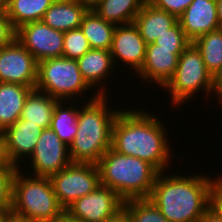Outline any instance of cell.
<instances>
[{"instance_id": "cell-1", "label": "cell", "mask_w": 222, "mask_h": 222, "mask_svg": "<svg viewBox=\"0 0 222 222\" xmlns=\"http://www.w3.org/2000/svg\"><path fill=\"white\" fill-rule=\"evenodd\" d=\"M145 111L141 108L120 110L112 125L111 148L150 163L158 172H165L172 162L168 132L159 117Z\"/></svg>"}, {"instance_id": "cell-2", "label": "cell", "mask_w": 222, "mask_h": 222, "mask_svg": "<svg viewBox=\"0 0 222 222\" xmlns=\"http://www.w3.org/2000/svg\"><path fill=\"white\" fill-rule=\"evenodd\" d=\"M211 176L159 172L149 199L169 222H198L209 206V193L214 182Z\"/></svg>"}, {"instance_id": "cell-3", "label": "cell", "mask_w": 222, "mask_h": 222, "mask_svg": "<svg viewBox=\"0 0 222 222\" xmlns=\"http://www.w3.org/2000/svg\"><path fill=\"white\" fill-rule=\"evenodd\" d=\"M107 98L106 95H98L95 90L93 97L81 108L78 107V130L69 145L72 163L97 164L111 148L112 125L121 109L108 107Z\"/></svg>"}, {"instance_id": "cell-4", "label": "cell", "mask_w": 222, "mask_h": 222, "mask_svg": "<svg viewBox=\"0 0 222 222\" xmlns=\"http://www.w3.org/2000/svg\"><path fill=\"white\" fill-rule=\"evenodd\" d=\"M100 184L114 190L124 201L149 198L158 171L138 157L110 148L97 162Z\"/></svg>"}, {"instance_id": "cell-5", "label": "cell", "mask_w": 222, "mask_h": 222, "mask_svg": "<svg viewBox=\"0 0 222 222\" xmlns=\"http://www.w3.org/2000/svg\"><path fill=\"white\" fill-rule=\"evenodd\" d=\"M65 210L60 206L49 177L23 174L16 168L12 179L11 214L33 221L48 222Z\"/></svg>"}, {"instance_id": "cell-6", "label": "cell", "mask_w": 222, "mask_h": 222, "mask_svg": "<svg viewBox=\"0 0 222 222\" xmlns=\"http://www.w3.org/2000/svg\"><path fill=\"white\" fill-rule=\"evenodd\" d=\"M163 89L169 91L172 105L181 107L201 90H204L206 97L213 96V76L206 69L200 51L192 42L179 56L175 73Z\"/></svg>"}, {"instance_id": "cell-7", "label": "cell", "mask_w": 222, "mask_h": 222, "mask_svg": "<svg viewBox=\"0 0 222 222\" xmlns=\"http://www.w3.org/2000/svg\"><path fill=\"white\" fill-rule=\"evenodd\" d=\"M90 88L80 73L77 60L59 57L38 62L36 90L69 103L70 98L73 100L80 94L83 97Z\"/></svg>"}, {"instance_id": "cell-8", "label": "cell", "mask_w": 222, "mask_h": 222, "mask_svg": "<svg viewBox=\"0 0 222 222\" xmlns=\"http://www.w3.org/2000/svg\"><path fill=\"white\" fill-rule=\"evenodd\" d=\"M49 179L64 210L75 200L91 193L100 184L97 164L92 163H70Z\"/></svg>"}, {"instance_id": "cell-9", "label": "cell", "mask_w": 222, "mask_h": 222, "mask_svg": "<svg viewBox=\"0 0 222 222\" xmlns=\"http://www.w3.org/2000/svg\"><path fill=\"white\" fill-rule=\"evenodd\" d=\"M123 203L114 190L99 184L91 193L75 200L65 212L81 222H105L123 208Z\"/></svg>"}, {"instance_id": "cell-10", "label": "cell", "mask_w": 222, "mask_h": 222, "mask_svg": "<svg viewBox=\"0 0 222 222\" xmlns=\"http://www.w3.org/2000/svg\"><path fill=\"white\" fill-rule=\"evenodd\" d=\"M15 38L37 62L62 57L64 32L51 28L42 20L20 26L15 30Z\"/></svg>"}, {"instance_id": "cell-11", "label": "cell", "mask_w": 222, "mask_h": 222, "mask_svg": "<svg viewBox=\"0 0 222 222\" xmlns=\"http://www.w3.org/2000/svg\"><path fill=\"white\" fill-rule=\"evenodd\" d=\"M38 62L16 38L0 48V82L21 84L35 89Z\"/></svg>"}, {"instance_id": "cell-12", "label": "cell", "mask_w": 222, "mask_h": 222, "mask_svg": "<svg viewBox=\"0 0 222 222\" xmlns=\"http://www.w3.org/2000/svg\"><path fill=\"white\" fill-rule=\"evenodd\" d=\"M29 159L32 164L30 171H33L30 175L41 177H50L72 163L69 146L50 127L43 129Z\"/></svg>"}, {"instance_id": "cell-13", "label": "cell", "mask_w": 222, "mask_h": 222, "mask_svg": "<svg viewBox=\"0 0 222 222\" xmlns=\"http://www.w3.org/2000/svg\"><path fill=\"white\" fill-rule=\"evenodd\" d=\"M147 44L140 35L138 27L133 23L116 25L110 54L115 63L129 65L136 73L142 68L145 60ZM118 59V62H117Z\"/></svg>"}, {"instance_id": "cell-14", "label": "cell", "mask_w": 222, "mask_h": 222, "mask_svg": "<svg viewBox=\"0 0 222 222\" xmlns=\"http://www.w3.org/2000/svg\"><path fill=\"white\" fill-rule=\"evenodd\" d=\"M42 131L37 124L19 119L2 132L7 158L14 167L19 168L23 158L31 156Z\"/></svg>"}, {"instance_id": "cell-15", "label": "cell", "mask_w": 222, "mask_h": 222, "mask_svg": "<svg viewBox=\"0 0 222 222\" xmlns=\"http://www.w3.org/2000/svg\"><path fill=\"white\" fill-rule=\"evenodd\" d=\"M185 36L193 42L199 36L220 29L216 0H193L178 18Z\"/></svg>"}, {"instance_id": "cell-16", "label": "cell", "mask_w": 222, "mask_h": 222, "mask_svg": "<svg viewBox=\"0 0 222 222\" xmlns=\"http://www.w3.org/2000/svg\"><path fill=\"white\" fill-rule=\"evenodd\" d=\"M178 60L179 56L173 50L156 49V44H148L145 60L137 77H141L144 82L153 81L152 83L163 88L174 75Z\"/></svg>"}, {"instance_id": "cell-17", "label": "cell", "mask_w": 222, "mask_h": 222, "mask_svg": "<svg viewBox=\"0 0 222 222\" xmlns=\"http://www.w3.org/2000/svg\"><path fill=\"white\" fill-rule=\"evenodd\" d=\"M77 62L80 73L86 83L91 88L96 85L99 87L101 84L99 88H96V90L98 89V95H107L105 91L107 88L103 86L105 85L104 81H106L110 73L113 72L112 69L115 68L113 67L115 65L110 51L91 48L81 58H78Z\"/></svg>"}, {"instance_id": "cell-18", "label": "cell", "mask_w": 222, "mask_h": 222, "mask_svg": "<svg viewBox=\"0 0 222 222\" xmlns=\"http://www.w3.org/2000/svg\"><path fill=\"white\" fill-rule=\"evenodd\" d=\"M177 22L178 18L175 15L160 10L147 1L134 19V24L147 45L154 43L157 37L166 33Z\"/></svg>"}, {"instance_id": "cell-19", "label": "cell", "mask_w": 222, "mask_h": 222, "mask_svg": "<svg viewBox=\"0 0 222 222\" xmlns=\"http://www.w3.org/2000/svg\"><path fill=\"white\" fill-rule=\"evenodd\" d=\"M88 10L77 0H55L45 11L42 21L53 29L67 32L80 28Z\"/></svg>"}, {"instance_id": "cell-20", "label": "cell", "mask_w": 222, "mask_h": 222, "mask_svg": "<svg viewBox=\"0 0 222 222\" xmlns=\"http://www.w3.org/2000/svg\"><path fill=\"white\" fill-rule=\"evenodd\" d=\"M32 90L30 86L0 82V132L21 118L24 102Z\"/></svg>"}, {"instance_id": "cell-21", "label": "cell", "mask_w": 222, "mask_h": 222, "mask_svg": "<svg viewBox=\"0 0 222 222\" xmlns=\"http://www.w3.org/2000/svg\"><path fill=\"white\" fill-rule=\"evenodd\" d=\"M58 101L46 93L33 89L24 102L20 119L37 124L42 129L49 128L53 110Z\"/></svg>"}, {"instance_id": "cell-22", "label": "cell", "mask_w": 222, "mask_h": 222, "mask_svg": "<svg viewBox=\"0 0 222 222\" xmlns=\"http://www.w3.org/2000/svg\"><path fill=\"white\" fill-rule=\"evenodd\" d=\"M147 0H100L93 10L115 25L133 23Z\"/></svg>"}, {"instance_id": "cell-23", "label": "cell", "mask_w": 222, "mask_h": 222, "mask_svg": "<svg viewBox=\"0 0 222 222\" xmlns=\"http://www.w3.org/2000/svg\"><path fill=\"white\" fill-rule=\"evenodd\" d=\"M116 25L105 21L93 9L83 16L80 29L92 49L110 50Z\"/></svg>"}, {"instance_id": "cell-24", "label": "cell", "mask_w": 222, "mask_h": 222, "mask_svg": "<svg viewBox=\"0 0 222 222\" xmlns=\"http://www.w3.org/2000/svg\"><path fill=\"white\" fill-rule=\"evenodd\" d=\"M55 0H7L6 14L14 30L35 21H41L45 11Z\"/></svg>"}, {"instance_id": "cell-25", "label": "cell", "mask_w": 222, "mask_h": 222, "mask_svg": "<svg viewBox=\"0 0 222 222\" xmlns=\"http://www.w3.org/2000/svg\"><path fill=\"white\" fill-rule=\"evenodd\" d=\"M64 102L66 103L67 101H58L56 103L53 110L50 128L56 133L63 143L69 146L78 130V107H74V105H70L69 107L66 105L63 106Z\"/></svg>"}, {"instance_id": "cell-26", "label": "cell", "mask_w": 222, "mask_h": 222, "mask_svg": "<svg viewBox=\"0 0 222 222\" xmlns=\"http://www.w3.org/2000/svg\"><path fill=\"white\" fill-rule=\"evenodd\" d=\"M192 43L200 51L206 69L214 76L222 67V27L199 36Z\"/></svg>"}, {"instance_id": "cell-27", "label": "cell", "mask_w": 222, "mask_h": 222, "mask_svg": "<svg viewBox=\"0 0 222 222\" xmlns=\"http://www.w3.org/2000/svg\"><path fill=\"white\" fill-rule=\"evenodd\" d=\"M123 207L131 222H169L149 198L125 200Z\"/></svg>"}, {"instance_id": "cell-28", "label": "cell", "mask_w": 222, "mask_h": 222, "mask_svg": "<svg viewBox=\"0 0 222 222\" xmlns=\"http://www.w3.org/2000/svg\"><path fill=\"white\" fill-rule=\"evenodd\" d=\"M190 43L191 41L185 36L179 22L168 29L166 33L157 37L154 42L156 49L173 50V53L178 56L182 54Z\"/></svg>"}, {"instance_id": "cell-29", "label": "cell", "mask_w": 222, "mask_h": 222, "mask_svg": "<svg viewBox=\"0 0 222 222\" xmlns=\"http://www.w3.org/2000/svg\"><path fill=\"white\" fill-rule=\"evenodd\" d=\"M90 49L91 46L80 28L64 32L62 57L77 60Z\"/></svg>"}, {"instance_id": "cell-30", "label": "cell", "mask_w": 222, "mask_h": 222, "mask_svg": "<svg viewBox=\"0 0 222 222\" xmlns=\"http://www.w3.org/2000/svg\"><path fill=\"white\" fill-rule=\"evenodd\" d=\"M15 170H0V209H11L12 179Z\"/></svg>"}, {"instance_id": "cell-31", "label": "cell", "mask_w": 222, "mask_h": 222, "mask_svg": "<svg viewBox=\"0 0 222 222\" xmlns=\"http://www.w3.org/2000/svg\"><path fill=\"white\" fill-rule=\"evenodd\" d=\"M193 0H147L152 6L179 18Z\"/></svg>"}, {"instance_id": "cell-32", "label": "cell", "mask_w": 222, "mask_h": 222, "mask_svg": "<svg viewBox=\"0 0 222 222\" xmlns=\"http://www.w3.org/2000/svg\"><path fill=\"white\" fill-rule=\"evenodd\" d=\"M208 209L222 220V175L214 182L210 190Z\"/></svg>"}, {"instance_id": "cell-33", "label": "cell", "mask_w": 222, "mask_h": 222, "mask_svg": "<svg viewBox=\"0 0 222 222\" xmlns=\"http://www.w3.org/2000/svg\"><path fill=\"white\" fill-rule=\"evenodd\" d=\"M15 38V30L12 28L6 12H0V48L8 45Z\"/></svg>"}, {"instance_id": "cell-34", "label": "cell", "mask_w": 222, "mask_h": 222, "mask_svg": "<svg viewBox=\"0 0 222 222\" xmlns=\"http://www.w3.org/2000/svg\"><path fill=\"white\" fill-rule=\"evenodd\" d=\"M0 170H16V167H14L7 158L2 132H0Z\"/></svg>"}, {"instance_id": "cell-35", "label": "cell", "mask_w": 222, "mask_h": 222, "mask_svg": "<svg viewBox=\"0 0 222 222\" xmlns=\"http://www.w3.org/2000/svg\"><path fill=\"white\" fill-rule=\"evenodd\" d=\"M213 94L222 105V67L213 76Z\"/></svg>"}, {"instance_id": "cell-36", "label": "cell", "mask_w": 222, "mask_h": 222, "mask_svg": "<svg viewBox=\"0 0 222 222\" xmlns=\"http://www.w3.org/2000/svg\"><path fill=\"white\" fill-rule=\"evenodd\" d=\"M105 222H131L130 215L123 207L114 216L107 219Z\"/></svg>"}, {"instance_id": "cell-37", "label": "cell", "mask_w": 222, "mask_h": 222, "mask_svg": "<svg viewBox=\"0 0 222 222\" xmlns=\"http://www.w3.org/2000/svg\"><path fill=\"white\" fill-rule=\"evenodd\" d=\"M200 222H222L220 218H218L213 212L207 209L203 216L200 219Z\"/></svg>"}, {"instance_id": "cell-38", "label": "cell", "mask_w": 222, "mask_h": 222, "mask_svg": "<svg viewBox=\"0 0 222 222\" xmlns=\"http://www.w3.org/2000/svg\"><path fill=\"white\" fill-rule=\"evenodd\" d=\"M48 222H81L73 217L69 216L65 211L59 216Z\"/></svg>"}, {"instance_id": "cell-39", "label": "cell", "mask_w": 222, "mask_h": 222, "mask_svg": "<svg viewBox=\"0 0 222 222\" xmlns=\"http://www.w3.org/2000/svg\"><path fill=\"white\" fill-rule=\"evenodd\" d=\"M80 2L82 5L86 6L89 10L93 9L99 2L100 0H77Z\"/></svg>"}, {"instance_id": "cell-40", "label": "cell", "mask_w": 222, "mask_h": 222, "mask_svg": "<svg viewBox=\"0 0 222 222\" xmlns=\"http://www.w3.org/2000/svg\"><path fill=\"white\" fill-rule=\"evenodd\" d=\"M11 215V209H0V222H6Z\"/></svg>"}, {"instance_id": "cell-41", "label": "cell", "mask_w": 222, "mask_h": 222, "mask_svg": "<svg viewBox=\"0 0 222 222\" xmlns=\"http://www.w3.org/2000/svg\"><path fill=\"white\" fill-rule=\"evenodd\" d=\"M216 1H217V16L220 26L222 27V0H216Z\"/></svg>"}, {"instance_id": "cell-42", "label": "cell", "mask_w": 222, "mask_h": 222, "mask_svg": "<svg viewBox=\"0 0 222 222\" xmlns=\"http://www.w3.org/2000/svg\"><path fill=\"white\" fill-rule=\"evenodd\" d=\"M6 222H33V221L21 219V218H18V217L13 216V215L11 214L10 217L7 219Z\"/></svg>"}, {"instance_id": "cell-43", "label": "cell", "mask_w": 222, "mask_h": 222, "mask_svg": "<svg viewBox=\"0 0 222 222\" xmlns=\"http://www.w3.org/2000/svg\"><path fill=\"white\" fill-rule=\"evenodd\" d=\"M7 0H0V12H6Z\"/></svg>"}]
</instances>
